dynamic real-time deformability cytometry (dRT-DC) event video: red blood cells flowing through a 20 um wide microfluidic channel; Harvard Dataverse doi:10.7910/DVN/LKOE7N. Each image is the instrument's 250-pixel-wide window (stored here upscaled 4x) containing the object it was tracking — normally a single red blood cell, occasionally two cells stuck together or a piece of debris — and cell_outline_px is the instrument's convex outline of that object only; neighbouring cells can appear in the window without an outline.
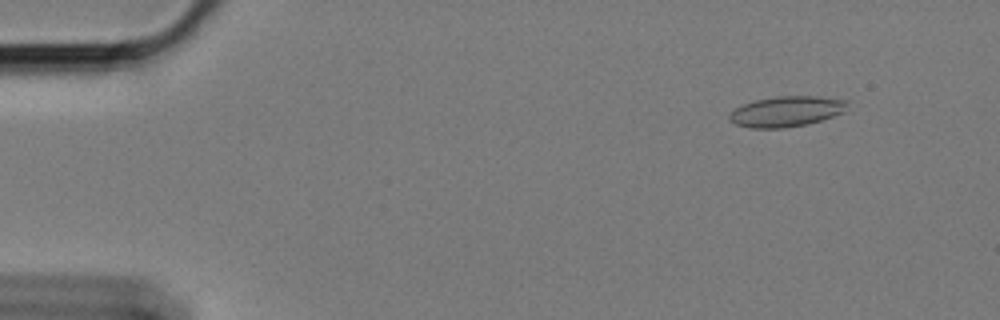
{"species": "Egyptian fruit bat (a non-hibernating species)", "species_latin": "Rousettus aegyptiacus", "temperature_condition": "cold", "stored_images_in_passage": 58, "camera_frame_rate_fps": 3000, "um_per_image_px": 0.085, "animal": {"sex": "female"}, "frame": {"image": 1, "passage_image": 5, "time_ms": 1.333, "image_size_px": [1000, 320], "cell_outline_px": [[848, 100], [844, 112], [808, 124], [784, 128], [752, 128], [736, 124], [728, 120], [728, 116], [736, 108], [744, 104], [756, 100], [776, 96], [816, 96]], "centroid_in_image_um": [66.84, 9.47], "position_along_channel_um": 18.2, "area_um2": 20.81}}
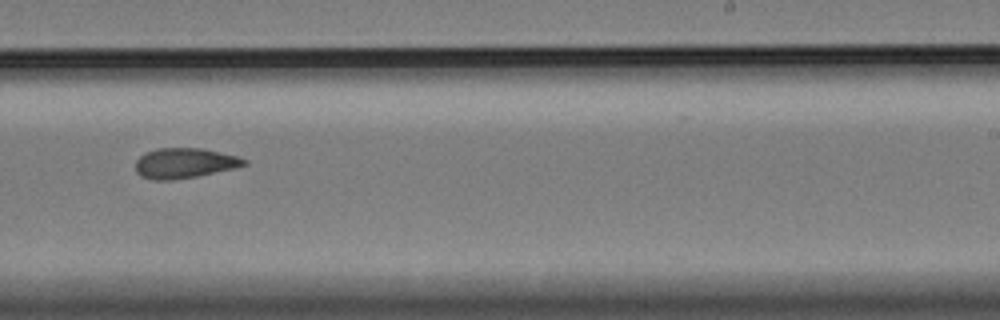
{"frame": {"image": 2, "passage_image": 36, "time_ms": 11.667, "image_size_px": [1000, 320], "cell_outline_px": [[248, 164], [236, 168], [196, 176], [172, 180], [152, 180], [140, 176], [136, 172], [136, 160], [140, 156], [156, 148], [204, 148], [240, 156], [248, 160]], "centroid_in_image_um": [15.72, 13.86], "position_along_channel_um": 273.3, "area_um2": 19.31}}
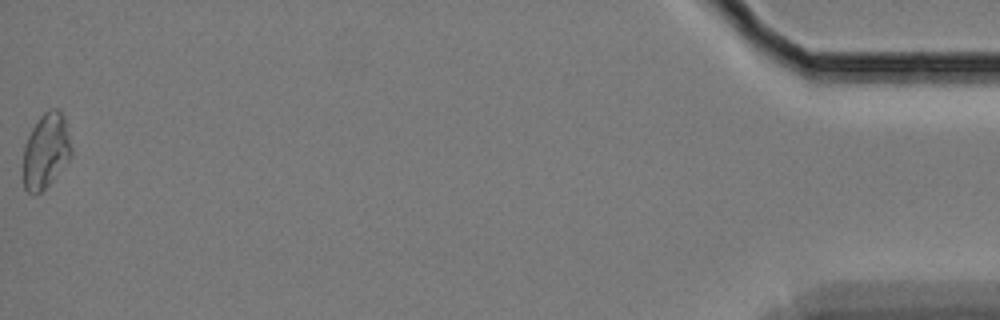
{"frame": {"image": 3, "passage_image": 58, "time_ms": 19.0, "image_size_px": [1000, 320], "cell_outline_px": [[72, 156], [48, 184], [36, 196], [28, 192], [24, 188], [24, 148], [28, 136], [32, 128], [40, 116], [48, 108], [56, 108], [64, 116], [72, 148]], "centroid_in_image_um": [3.91, 12.81], "position_along_channel_um": 431.3, "area_um2": 20.87}, "authors_computed_cell_mechanics": {"area_um2": 19.5653, "velocity_mm_per_s": 3.4045, "shape_relaxation_time_tau1_ms": null, "shape_relaxation_time_tau2_ms": 4.1049, "deformation_change_tau1": null, "deformation_change_tau2": 0.0972}}